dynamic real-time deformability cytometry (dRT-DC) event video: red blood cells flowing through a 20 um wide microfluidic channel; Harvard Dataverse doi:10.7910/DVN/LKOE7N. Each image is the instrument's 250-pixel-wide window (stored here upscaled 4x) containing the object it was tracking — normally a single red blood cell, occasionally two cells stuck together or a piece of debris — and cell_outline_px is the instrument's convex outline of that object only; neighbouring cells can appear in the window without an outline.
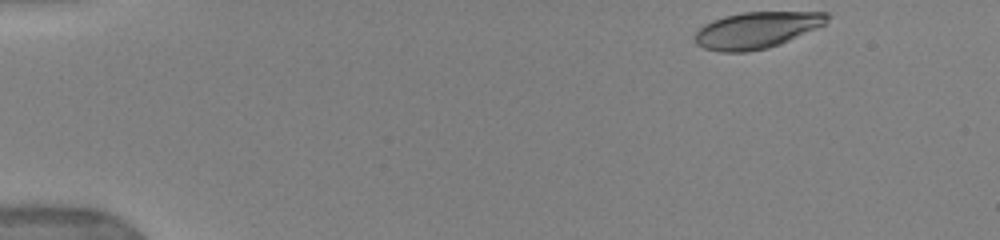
{"species": "human", "species_latin": "Homo sapiens", "temperature_condition": "warm", "stored_images_in_passage": 12, "camera_frame_rate_fps": 3000, "um_per_image_px": 0.085, "donor": {"sex": "female"}, "frame": {"image": 1, "passage_image": 1, "time_ms": 0.0, "image_size_px": [1000, 240], "cell_outline_px": [[832, 16], [824, 24], [816, 28], [780, 44], [768, 48], [748, 52], [720, 52], [704, 48], [696, 44], [696, 32], [704, 24], [712, 20], [724, 16], [740, 12], [828, 12]], "centroid_in_image_um": [64.32, 2.55], "position_along_channel_um": 20.7, "area_um2": 28.09}}
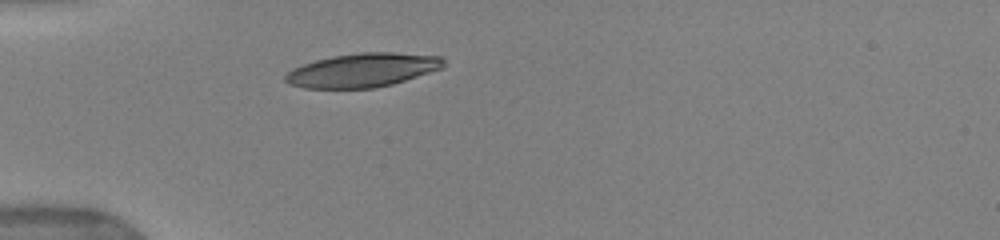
{"frame": {"image": 2, "passage_image": 9, "time_ms": 3.333, "image_size_px": [1000, 240], "cell_outline_px": [[444, 68], [392, 84], [372, 88], [304, 88], [288, 84], [284, 80], [284, 76], [292, 68], [316, 60], [332, 56], [360, 52], [392, 52], [440, 56], [444, 60]], "centroid_in_image_um": [30.81, 5.96], "position_along_channel_um": 54.2, "area_um2": 31.21}}